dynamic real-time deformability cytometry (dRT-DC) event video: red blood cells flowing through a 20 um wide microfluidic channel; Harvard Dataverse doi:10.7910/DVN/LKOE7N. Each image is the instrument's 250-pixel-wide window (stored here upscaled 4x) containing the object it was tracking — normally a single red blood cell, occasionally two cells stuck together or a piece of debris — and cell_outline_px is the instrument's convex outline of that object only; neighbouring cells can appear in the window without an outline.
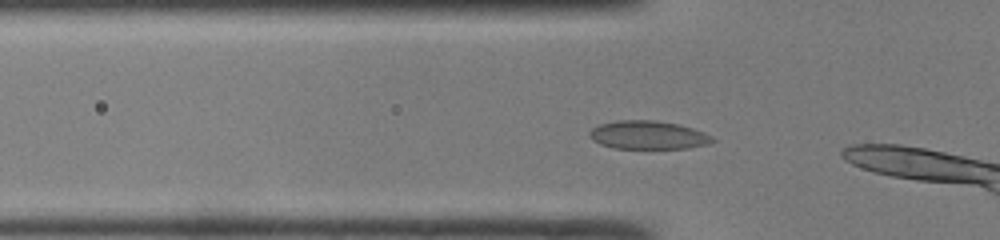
{"species": "common noctule bat (a hibernating species)", "species_latin": "Nyctalus noctula", "temperature_condition": "room temperature", "stored_images_in_passage": 6, "camera_frame_rate_fps": 3000, "um_per_image_px": 0.085, "animal": {"sex": "male", "body_mass_g": 19.0, "forearm_length_mm": 50.8}, "frame": {"image": 1, "passage_image": 3, "time_ms": 0.667, "image_size_px": [1000, 240], "cell_outline_px": [[716, 140], [708, 144], [688, 148], [612, 148], [600, 144], [592, 140], [588, 136], [588, 132], [592, 128], [600, 124], [616, 120], [656, 120], [680, 124], [704, 132], [712, 136]], "centroid_in_image_um": [55.07, 11.47], "position_along_channel_um": 70.7, "area_um2": 20.52}}